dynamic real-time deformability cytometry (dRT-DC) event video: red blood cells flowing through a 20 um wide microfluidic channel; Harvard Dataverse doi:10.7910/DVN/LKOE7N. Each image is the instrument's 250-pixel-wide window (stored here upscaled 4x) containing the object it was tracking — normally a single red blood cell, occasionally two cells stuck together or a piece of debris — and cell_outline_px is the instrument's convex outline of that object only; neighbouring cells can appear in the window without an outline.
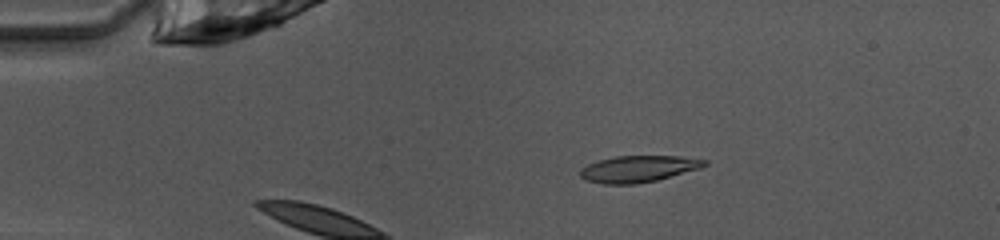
{"species": "common noctule bat (a hibernating species)", "species_latin": "Nyctalus noctula", "temperature_condition": "warm", "stored_images_in_passage": 14, "camera_frame_rate_fps": 3000, "um_per_image_px": 0.085, "animal": {"sex": "female", "body_mass_g": 10.0, "forearm_length_mm": 53.1}, "frame": {"image": 1, "passage_image": 10, "time_ms": 3.0, "image_size_px": [1000, 240], "cell_outline_px": [[708, 164], [700, 168], [656, 180], [636, 184], [604, 184], [588, 180], [580, 176], [580, 168], [588, 164], [600, 160], [616, 156], [680, 156], [708, 160]], "centroid_in_image_um": [54.27, 14.35], "position_along_channel_um": 30.7, "area_um2": 19.07}}
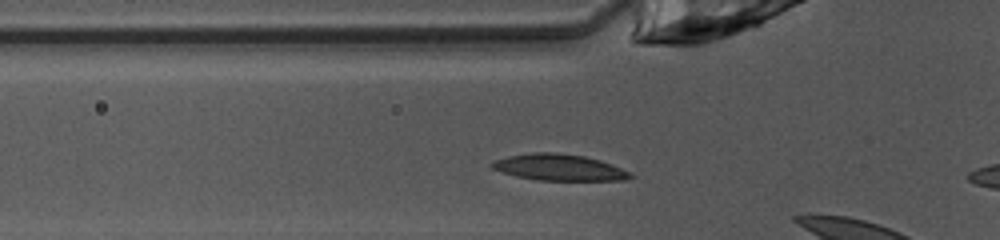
{"frame": {"image": 2, "passage_image": 12, "time_ms": 3.667, "image_size_px": [1000, 240], "cell_outline_px": [[632, 176], [624, 180], [536, 180], [516, 176], [492, 168], [488, 164], [496, 160], [508, 156], [536, 152], [556, 152], [584, 156], [600, 160], [612, 164], [628, 172]], "centroid_in_image_um": [47.49, 14.22], "position_along_channel_um": 78.3, "area_um2": 20.98}}